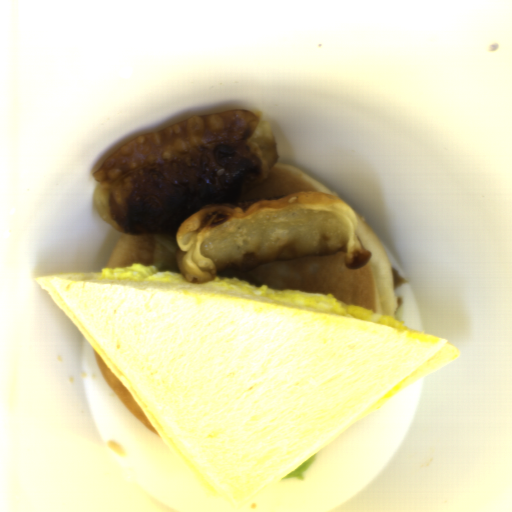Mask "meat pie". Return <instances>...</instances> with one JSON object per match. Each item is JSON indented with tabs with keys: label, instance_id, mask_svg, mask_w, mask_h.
<instances>
[{
	"label": "meat pie",
	"instance_id": "1",
	"mask_svg": "<svg viewBox=\"0 0 512 512\" xmlns=\"http://www.w3.org/2000/svg\"><path fill=\"white\" fill-rule=\"evenodd\" d=\"M390 268H391V273H392V277H393V282H394V287H395V290L397 288H399L402 284L408 282L405 278H403L397 271L396 268H394L393 266L390 265Z\"/></svg>",
	"mask_w": 512,
	"mask_h": 512
}]
</instances>
